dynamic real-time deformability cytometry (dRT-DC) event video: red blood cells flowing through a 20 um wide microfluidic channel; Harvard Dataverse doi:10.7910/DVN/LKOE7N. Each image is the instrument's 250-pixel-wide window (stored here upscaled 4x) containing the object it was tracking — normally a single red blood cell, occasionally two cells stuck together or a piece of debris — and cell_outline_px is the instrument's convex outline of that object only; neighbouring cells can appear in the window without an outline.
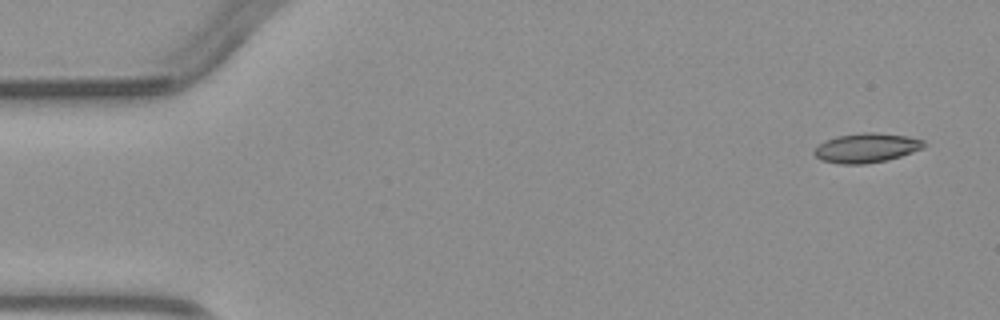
{"species": "common noctule bat (a hibernating species)", "species_latin": "Nyctalus noctula", "temperature_condition": "warm", "stored_images_in_passage": 5, "camera_frame_rate_fps": 3000, "um_per_image_px": 0.085, "animal": {"sex": "male", "body_mass_g": 23.1, "forearm_length_mm": 52.7}, "frame": {"image": 1, "passage_image": 1, "time_ms": 0.0, "image_size_px": [1000, 320], "cell_outline_px": [[928, 144], [924, 148], [888, 160], [864, 164], [840, 164], [820, 160], [812, 152], [824, 140], [836, 136], [860, 132], [876, 132], [908, 136], [924, 140]], "centroid_in_image_um": [73.66, 12.56], "position_along_channel_um": 11.3, "area_um2": 19.07}}